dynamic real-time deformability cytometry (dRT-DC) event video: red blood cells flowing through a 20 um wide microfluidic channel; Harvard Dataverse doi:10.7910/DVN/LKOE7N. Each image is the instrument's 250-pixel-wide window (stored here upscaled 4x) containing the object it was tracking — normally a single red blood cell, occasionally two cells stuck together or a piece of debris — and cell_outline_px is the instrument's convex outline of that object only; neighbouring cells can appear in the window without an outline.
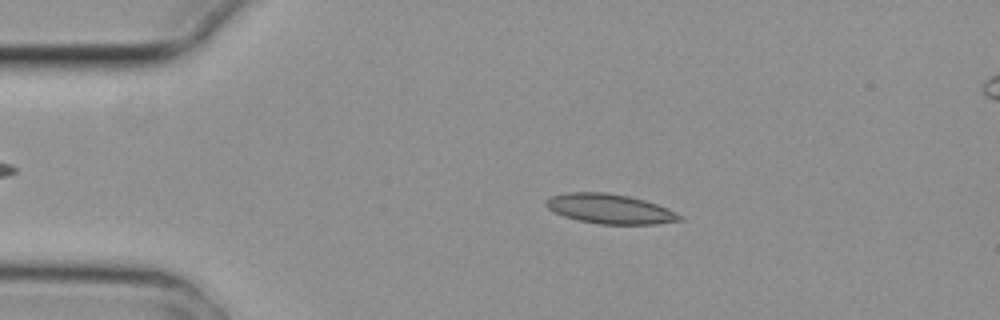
{"species": "common noctule bat (a hibernating species)", "species_latin": "Nyctalus noctula", "temperature_condition": "cold", "stored_images_in_passage": 5, "camera_frame_rate_fps": 3000, "um_per_image_px": 0.085, "animal": {"sex": "female", "body_mass_g": 29.2, "forearm_length_mm": 56.3}, "frame": {"image": 1, "passage_image": 2, "time_ms": 0.333, "image_size_px": [1000, 320], "cell_outline_px": [[684, 220], [656, 224], [600, 224], [576, 220], [564, 216], [548, 208], [544, 204], [544, 200], [552, 196], [568, 192], [604, 192], [628, 196], [644, 200], [668, 208], [684, 216]], "centroid_in_image_um": [51.86, 17.76], "position_along_channel_um": 33.1, "area_um2": 23.18}}
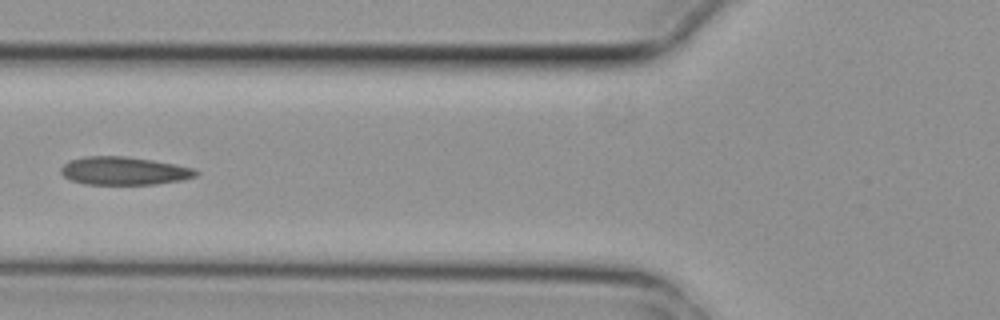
{"frame": {"image": 2, "passage_image": 5, "time_ms": 1.333, "image_size_px": [1000, 320], "cell_outline_px": [[200, 172], [196, 176], [184, 180], [156, 184], [84, 184], [68, 180], [60, 172], [60, 168], [64, 164], [72, 160], [88, 156], [124, 156], [152, 160], [176, 164], [196, 168]], "centroid_in_image_um": [10.58, 14.53], "position_along_channel_um": 115.2, "area_um2": 22.25}}